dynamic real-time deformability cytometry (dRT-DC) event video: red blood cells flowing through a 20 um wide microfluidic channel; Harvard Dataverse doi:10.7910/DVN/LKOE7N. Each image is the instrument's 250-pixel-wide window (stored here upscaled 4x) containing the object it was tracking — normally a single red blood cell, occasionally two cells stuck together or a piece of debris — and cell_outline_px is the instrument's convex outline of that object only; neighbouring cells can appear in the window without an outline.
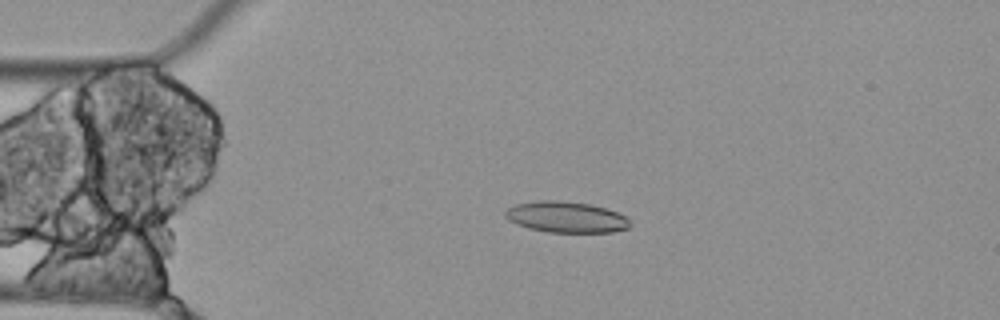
{"species": "Egyptian fruit bat (a non-hibernating species)", "species_latin": "Rousettus aegyptiacus", "temperature_condition": "cold", "stored_images_in_passage": 3, "camera_frame_rate_fps": 3000, "um_per_image_px": 0.085, "animal": {"sex": "female"}, "frame": {"image": 1, "passage_image": 2, "time_ms": 0.333, "image_size_px": [1000, 320], "cell_outline_px": [[632, 224], [628, 228], [612, 232], [548, 232], [528, 228], [516, 224], [508, 220], [504, 216], [504, 212], [508, 208], [516, 204], [540, 200], [556, 200], [592, 204], [616, 212], [624, 216]], "centroid_in_image_um": [48.09, 18.45], "position_along_channel_um": 36.9, "area_um2": 22.54}}